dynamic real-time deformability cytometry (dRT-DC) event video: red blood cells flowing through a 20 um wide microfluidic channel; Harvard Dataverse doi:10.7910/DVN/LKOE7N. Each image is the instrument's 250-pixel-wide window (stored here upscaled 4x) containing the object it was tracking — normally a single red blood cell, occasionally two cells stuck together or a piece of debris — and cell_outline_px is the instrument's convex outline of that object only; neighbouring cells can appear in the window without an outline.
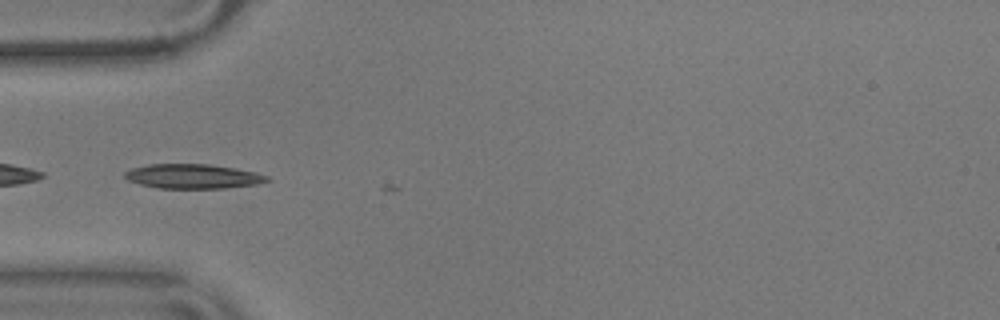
{"species": "common noctule bat (a hibernating species)", "species_latin": "Nyctalus noctula", "temperature_condition": "warm", "stored_images_in_passage": 5, "camera_frame_rate_fps": 3000, "um_per_image_px": 0.085, "animal": {"sex": "male", "body_mass_g": 17.9}, "frame": {"image": 1, "passage_image": 2, "time_ms": 0.333, "image_size_px": [1000, 320], "cell_outline_px": [[272, 180], [256, 184], [224, 188], [160, 188], [140, 184], [128, 180], [124, 176], [124, 172], [132, 168], [148, 164], [208, 164], [232, 168], [252, 172], [268, 176]], "centroid_in_image_um": [16.36, 14.99], "position_along_channel_um": 68.6, "area_um2": 20.06}}